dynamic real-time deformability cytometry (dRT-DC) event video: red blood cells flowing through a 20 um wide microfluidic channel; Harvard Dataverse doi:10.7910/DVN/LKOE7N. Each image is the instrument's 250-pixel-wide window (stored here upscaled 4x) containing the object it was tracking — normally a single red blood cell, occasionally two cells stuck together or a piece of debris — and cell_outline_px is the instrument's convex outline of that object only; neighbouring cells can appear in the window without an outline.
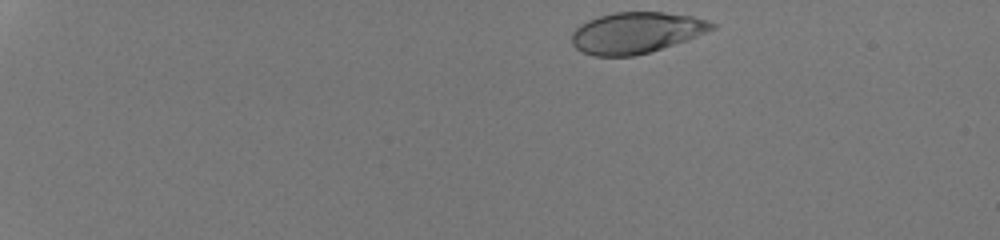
{"species": "human", "species_latin": "Homo sapiens", "temperature_condition": "room temperature", "stored_images_in_passage": 43, "camera_frame_rate_fps": 3000, "um_per_image_px": 0.085, "donor": {"sex": "male"}, "frame": {"image": 1, "passage_image": 1, "time_ms": 0.0, "image_size_px": [1000, 240], "cell_outline_px": [[716, 28], [688, 40], [648, 52], [632, 56], [592, 56], [580, 52], [572, 44], [572, 32], [580, 24], [588, 20], [600, 16], [616, 12], [664, 12], [692, 16], [708, 20], [716, 24]], "centroid_in_image_um": [54.07, 2.78], "position_along_channel_um": 30.9, "area_um2": 33.64}}
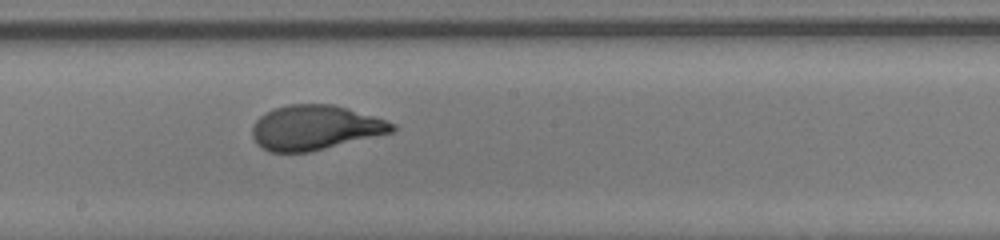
{"frame": {"image": 2, "passage_image": 24, "time_ms": 7.667, "image_size_px": [1000, 240], "cell_outline_px": [[396, 128], [392, 132], [312, 152], [268, 152], [260, 148], [256, 144], [252, 136], [252, 128], [256, 120], [260, 116], [276, 108], [288, 104], [332, 104], [348, 108], [396, 124]], "centroid_in_image_um": [26.75, 10.86], "position_along_channel_um": 221.5, "area_um2": 36.41}}
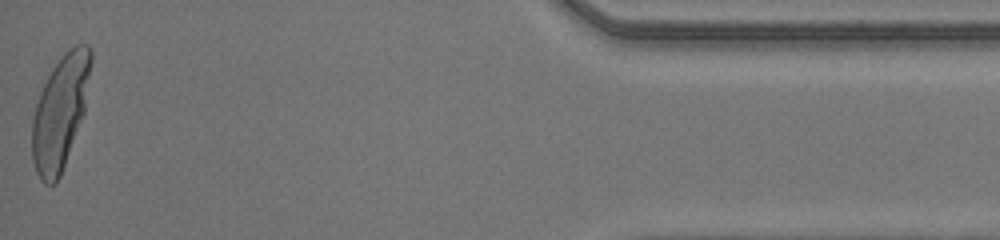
{"frame": {"image": 3, "passage_image": 43, "time_ms": 14.0, "image_size_px": [1000, 240], "cell_outline_px": [[92, 60], [84, 112], [60, 176], [56, 184], [44, 184], [40, 180], [36, 172], [32, 160], [32, 120], [36, 104], [40, 92], [52, 68], [64, 52], [68, 48], [76, 44], [88, 44], [92, 48]], "centroid_in_image_um": [5.12, 9.51], "position_along_channel_um": 430.1, "area_um2": 38.78}, "authors_computed_cell_mechanics": {"area_um2": 36.4718, "velocity_mm_per_s": 4.197, "shape_relaxation_time_tau1_ms": 3.672, "shape_relaxation_time_tau2_ms": null, "deformation_change_tau1": 0.2132, "deformation_change_tau2": null}}